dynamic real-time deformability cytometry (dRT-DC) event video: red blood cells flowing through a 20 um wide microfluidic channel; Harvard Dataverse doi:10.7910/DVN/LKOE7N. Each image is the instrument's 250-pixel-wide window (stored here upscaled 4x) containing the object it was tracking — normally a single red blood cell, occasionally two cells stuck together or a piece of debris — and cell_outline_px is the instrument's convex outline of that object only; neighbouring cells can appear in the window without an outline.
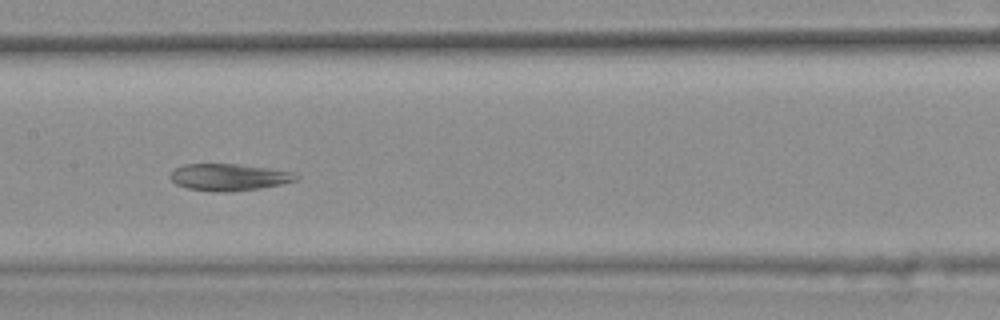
{"species": "common noctule bat (a hibernating species)", "species_latin": "Nyctalus noctula", "temperature_condition": "warm", "stored_images_in_passage": 28, "camera_frame_rate_fps": 3000, "um_per_image_px": 0.085, "animal": {"sex": "female", "body_mass_g": 25.1}, "frame": {"image": 1, "passage_image": 13, "time_ms": 4.0, "image_size_px": [1000, 320], "cell_outline_px": [[300, 176], [296, 180], [280, 184], [260, 188], [228, 192], [216, 192], [188, 188], [176, 184], [168, 176], [176, 168], [184, 164], [236, 164], [268, 168], [292, 172]], "centroid_in_image_um": [19.44, 15.06], "position_along_channel_um": 188.0, "area_um2": 19.54}}
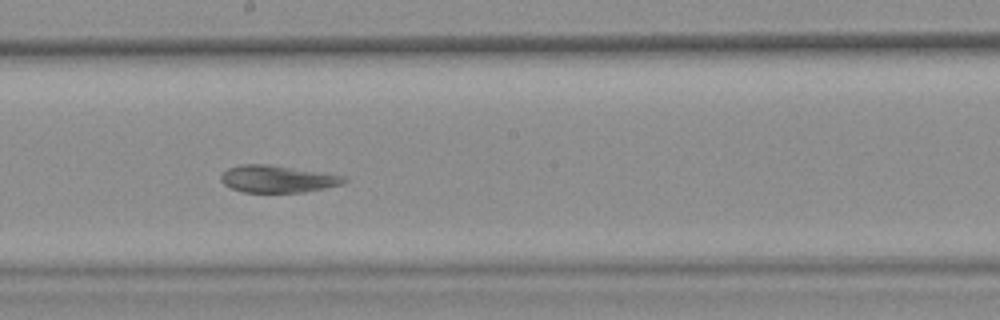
{"frame": {"image": 2, "passage_image": 16, "time_ms": 5.0, "image_size_px": [1000, 320], "cell_outline_px": [[348, 180], [344, 184], [304, 192], [244, 192], [232, 188], [224, 184], [220, 180], [220, 176], [228, 168], [240, 164], [268, 164], [344, 176]], "centroid_in_image_um": [23.58, 15.21], "position_along_channel_um": 224.6, "area_um2": 19.31}, "authors_computed_cell_mechanics": {"area_um2": 19.8254, "velocity_mm_per_s": 3.6863, "shape_relaxation_time_tau1_ms": null, "shape_relaxation_time_tau2_ms": 2.0681, "deformation_change_tau1": null, "deformation_change_tau2": 0.067}}